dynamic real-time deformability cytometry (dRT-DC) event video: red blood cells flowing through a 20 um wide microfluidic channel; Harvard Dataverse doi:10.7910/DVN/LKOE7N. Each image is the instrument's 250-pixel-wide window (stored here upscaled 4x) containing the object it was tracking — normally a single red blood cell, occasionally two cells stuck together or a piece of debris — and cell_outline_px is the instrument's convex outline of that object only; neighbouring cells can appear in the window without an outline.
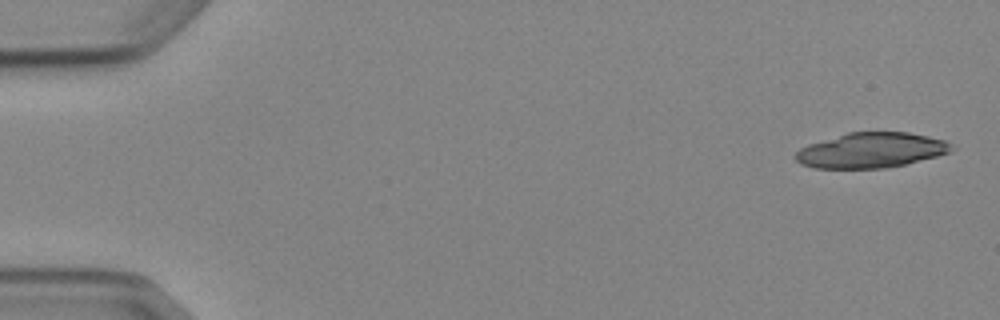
{"species": "Egyptian fruit bat (a non-hibernating species)", "species_latin": "Rousettus aegyptiacus", "temperature_condition": "cold", "stored_images_in_passage": 5, "camera_frame_rate_fps": 3000, "um_per_image_px": 0.085, "animal": {"sex": "female"}, "frame": {"image": 1, "passage_image": 1, "time_ms": 0.0, "image_size_px": [1000, 320], "cell_outline_px": [[956, 148], [952, 152], [908, 164], [884, 168], [812, 168], [800, 164], [792, 156], [800, 148], [808, 144], [848, 132], [908, 132], [928, 136], [944, 140], [952, 144]], "centroid_in_image_um": [74.06, 12.78], "position_along_channel_um": 10.9, "area_um2": 32.31}}